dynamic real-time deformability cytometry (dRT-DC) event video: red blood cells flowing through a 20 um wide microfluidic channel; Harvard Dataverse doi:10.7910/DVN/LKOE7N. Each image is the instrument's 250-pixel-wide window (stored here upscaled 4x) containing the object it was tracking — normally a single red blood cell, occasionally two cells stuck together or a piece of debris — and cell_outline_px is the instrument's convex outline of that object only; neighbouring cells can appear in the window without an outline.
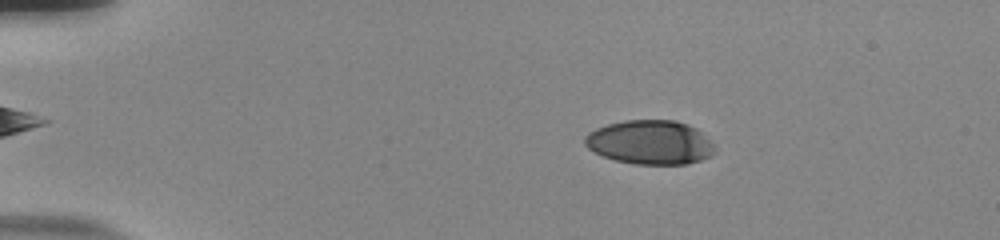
{"species": "human", "species_latin": "Homo sapiens", "temperature_condition": "room temperature", "stored_images_in_passage": 54, "camera_frame_rate_fps": 3000, "um_per_image_px": 0.085, "donor": {"sex": "male"}, "frame": {"image": 1, "passage_image": 10, "time_ms": 3.0, "image_size_px": [1000, 240], "cell_outline_px": [[716, 152], [712, 156], [700, 160], [684, 164], [636, 164], [616, 160], [600, 156], [588, 148], [584, 144], [584, 136], [588, 132], [596, 128], [608, 124], [624, 120], [676, 120], [688, 124], [696, 128], [716, 144]], "centroid_in_image_um": [55.28, 12.09], "position_along_channel_um": 29.7, "area_um2": 33.81}}
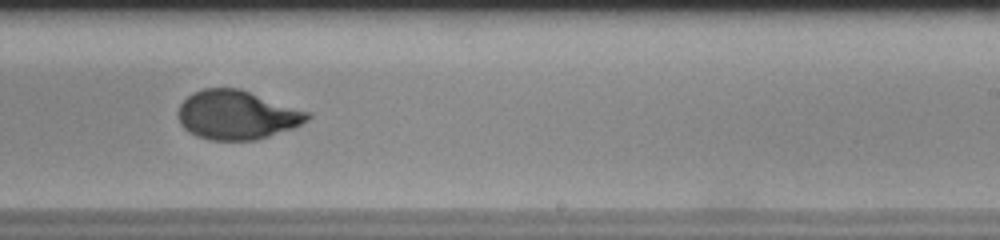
{"frame": {"image": 2, "passage_image": 35, "time_ms": 11.333, "image_size_px": [1000, 240], "cell_outline_px": [[312, 116], [308, 120], [292, 128], [256, 140], [212, 140], [196, 136], [188, 132], [180, 124], [176, 112], [180, 104], [192, 92], [204, 88], [240, 88], [312, 112]], "centroid_in_image_um": [20.13, 9.76], "position_along_channel_um": 268.9, "area_um2": 37.28}}
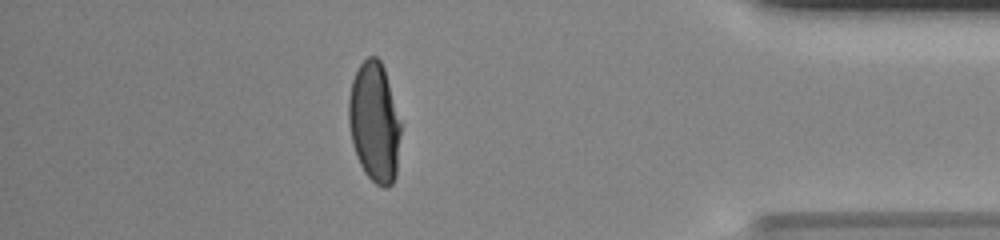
{"frame": {"image": 3, "passage_image": 48, "time_ms": 15.667, "image_size_px": [1000, 240], "cell_outline_px": [[404, 124], [396, 176], [392, 184], [388, 188], [384, 188], [376, 184], [364, 172], [356, 156], [352, 144], [348, 124], [348, 100], [352, 80], [360, 64], [368, 56], [376, 56], [380, 60], [384, 68]], "centroid_in_image_um": [31.88, 10.41], "position_along_channel_um": 403.3, "area_um2": 37.69}, "authors_computed_cell_mechanics": {"area_um2": 36.7319, "velocity_mm_per_s": 3.8341, "shape_relaxation_time_tau1_ms": 4.1543, "shape_relaxation_time_tau2_ms": 0.7794, "deformation_change_tau1": 0.2015, "deformation_change_tau2": 0.049}}